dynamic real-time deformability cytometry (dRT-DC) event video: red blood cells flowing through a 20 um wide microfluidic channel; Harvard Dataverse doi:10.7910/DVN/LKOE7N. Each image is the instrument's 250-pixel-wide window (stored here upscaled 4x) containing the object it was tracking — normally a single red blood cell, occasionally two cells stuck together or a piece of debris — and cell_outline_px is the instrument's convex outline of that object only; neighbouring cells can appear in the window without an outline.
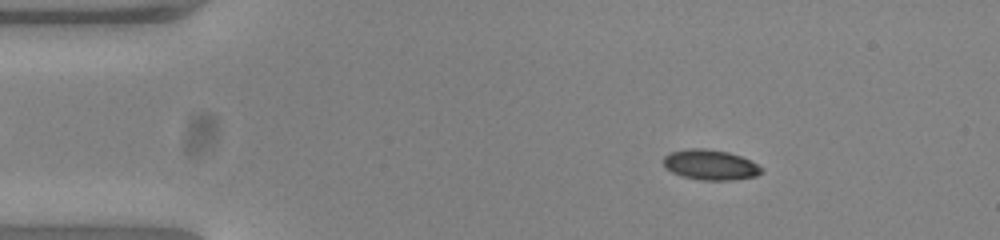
{"species": "common noctule bat (a hibernating species)", "species_latin": "Nyctalus noctula", "temperature_condition": "warm", "stored_images_in_passage": 53, "camera_frame_rate_fps": 3000, "um_per_image_px": 0.085, "animal": {"sex": "female", "body_mass_g": 23.0, "forearm_length_mm": 53.4}, "frame": {"image": 1, "passage_image": 8, "time_ms": 2.333, "image_size_px": [1000, 240], "cell_outline_px": [[764, 172], [756, 176], [732, 180], [704, 180], [684, 176], [672, 172], [664, 168], [664, 156], [668, 152], [688, 148], [704, 148], [728, 152], [752, 160], [764, 168]], "centroid_in_image_um": [60.41, 14.0], "position_along_channel_um": 24.6, "area_um2": 17.46}}
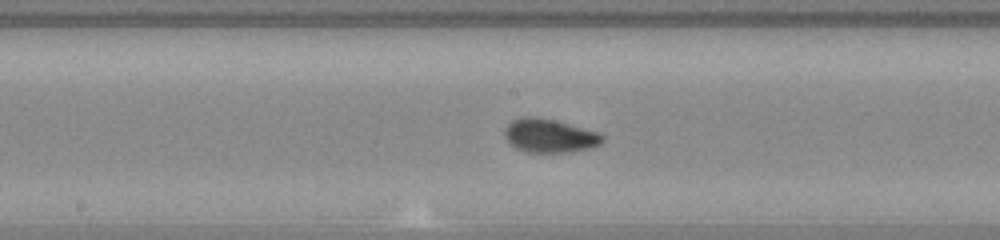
{"frame": {"image": 2, "passage_image": 27, "time_ms": 8.667, "image_size_px": [1000, 240], "cell_outline_px": [[604, 140], [600, 144], [592, 148], [572, 152], [528, 152], [516, 148], [504, 136], [504, 128], [512, 120], [524, 116], [536, 116], [600, 132], [604, 136]], "centroid_in_image_um": [46.73, 11.54], "position_along_channel_um": 201.5, "area_um2": 19.19}}
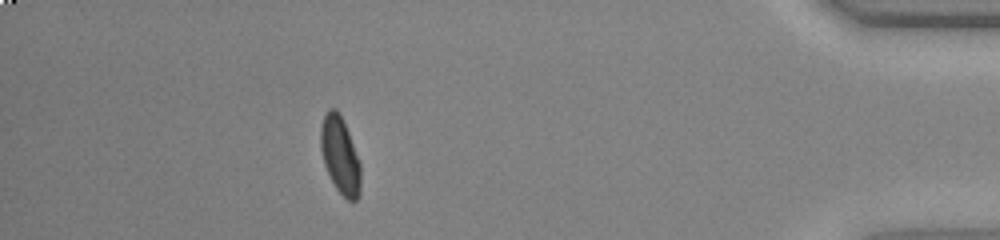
{"frame": {"image": 3, "passage_image": 47, "time_ms": 15.333, "image_size_px": [1000, 240], "cell_outline_px": [[360, 192], [356, 200], [348, 200], [336, 188], [324, 164], [320, 148], [320, 128], [324, 116], [328, 108], [336, 108], [348, 132], [360, 164]], "centroid_in_image_um": [28.89, 13.19], "position_along_channel_um": 406.3, "area_um2": 17.57}, "authors_computed_cell_mechanics": {"area_um2": 17.8602, "velocity_mm_per_s": 3.878, "shape_relaxation_time_tau1_ms": 5.2549, "shape_relaxation_time_tau2_ms": 0.6825, "deformation_change_tau1": 0.1629, "deformation_change_tau2": 0.0482}}